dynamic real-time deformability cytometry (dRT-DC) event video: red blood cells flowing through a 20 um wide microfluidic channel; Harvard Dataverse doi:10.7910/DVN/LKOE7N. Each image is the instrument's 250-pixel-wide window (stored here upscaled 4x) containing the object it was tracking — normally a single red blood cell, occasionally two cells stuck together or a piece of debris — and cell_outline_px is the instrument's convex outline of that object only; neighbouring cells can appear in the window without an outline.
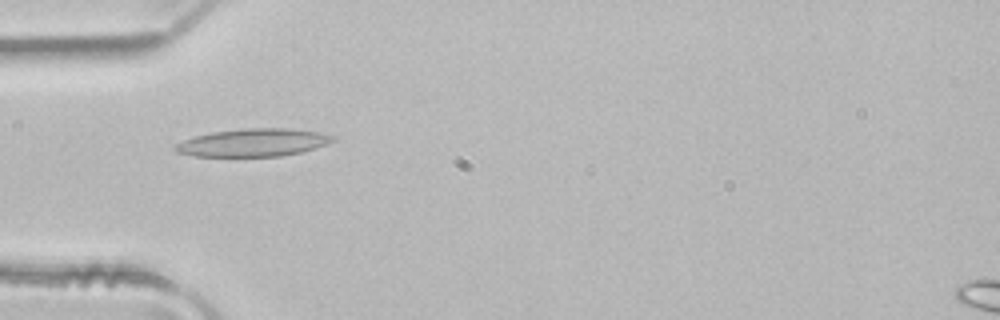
{"species": "common noctule bat (a hibernating species)", "species_latin": "Nyctalus noctula", "temperature_condition": "room temperature", "stored_images_in_passage": 5, "camera_frame_rate_fps": 3000, "um_per_image_px": 0.085, "animal": {"sex": "male", "body_mass_g": 21.5, "forearm_length_mm": 52.0}, "frame": {"image": 1, "passage_image": 4, "time_ms": 1.0, "image_size_px": [1000, 320], "cell_outline_px": [[336, 140], [328, 144], [300, 152], [280, 156], [196, 156], [176, 152], [172, 148], [176, 144], [184, 140], [196, 136], [212, 132], [244, 128], [288, 128], [316, 132], [336, 136]], "centroid_in_image_um": [21.53, 12.12], "position_along_channel_um": 63.5, "area_um2": 25.37}}
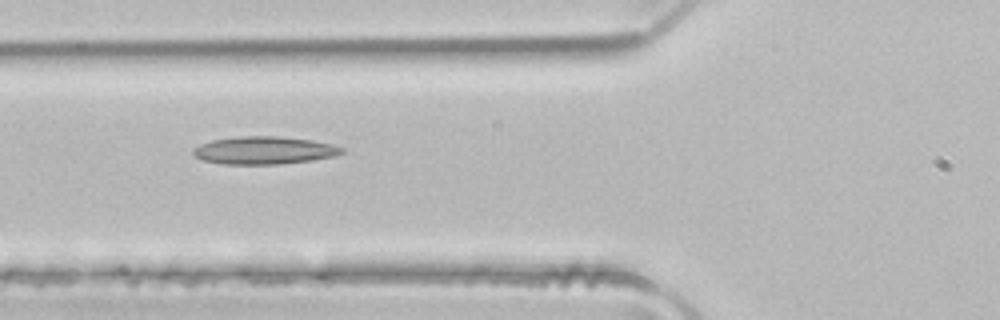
{"frame": {"image": 2, "passage_image": 5, "time_ms": 1.333, "image_size_px": [1000, 320], "cell_outline_px": [[344, 152], [332, 156], [312, 160], [280, 164], [224, 164], [204, 160], [196, 156], [192, 152], [192, 148], [200, 144], [212, 140], [240, 136], [276, 136], [312, 140], [332, 144], [344, 148]], "centroid_in_image_um": [22.44, 12.77], "position_along_channel_um": 103.4, "area_um2": 23.87}}